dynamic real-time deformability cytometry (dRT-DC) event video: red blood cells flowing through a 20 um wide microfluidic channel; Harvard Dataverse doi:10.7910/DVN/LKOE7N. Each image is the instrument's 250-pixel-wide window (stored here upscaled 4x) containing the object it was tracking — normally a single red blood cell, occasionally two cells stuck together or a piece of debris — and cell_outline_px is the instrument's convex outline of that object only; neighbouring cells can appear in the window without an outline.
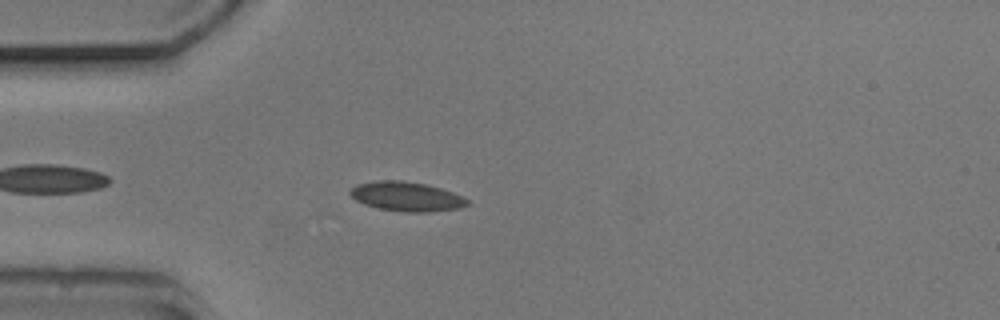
{"species": "common noctule bat (a hibernating species)", "species_latin": "Nyctalus noctula", "temperature_condition": "cold", "stored_images_in_passage": 29, "camera_frame_rate_fps": 3000, "um_per_image_px": 0.085, "animal": {"sex": "male", "body_mass_g": 20.5, "forearm_length_mm": 52.5}, "frame": {"image": 1, "passage_image": 5, "time_ms": 1.333, "image_size_px": [1000, 320], "cell_outline_px": [[472, 204], [460, 208], [428, 212], [408, 212], [380, 208], [364, 204], [356, 200], [348, 192], [356, 184], [380, 180], [400, 180], [428, 184], [452, 192], [468, 200]], "centroid_in_image_um": [34.57, 16.7], "position_along_channel_um": 50.4, "area_um2": 20.0}}
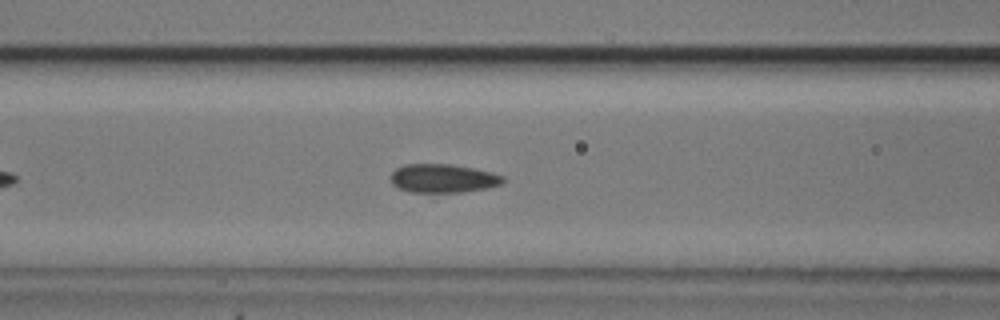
{"frame": {"image": 2, "passage_image": 12, "time_ms": 3.667, "image_size_px": [1000, 320], "cell_outline_px": [[504, 180], [500, 184], [484, 188], [432, 200], [400, 188], [392, 184], [392, 172], [396, 168], [404, 164], [452, 164], [492, 172], [504, 176]], "centroid_in_image_um": [37.61, 15.27], "position_along_channel_um": 129.0, "area_um2": 20.23}}